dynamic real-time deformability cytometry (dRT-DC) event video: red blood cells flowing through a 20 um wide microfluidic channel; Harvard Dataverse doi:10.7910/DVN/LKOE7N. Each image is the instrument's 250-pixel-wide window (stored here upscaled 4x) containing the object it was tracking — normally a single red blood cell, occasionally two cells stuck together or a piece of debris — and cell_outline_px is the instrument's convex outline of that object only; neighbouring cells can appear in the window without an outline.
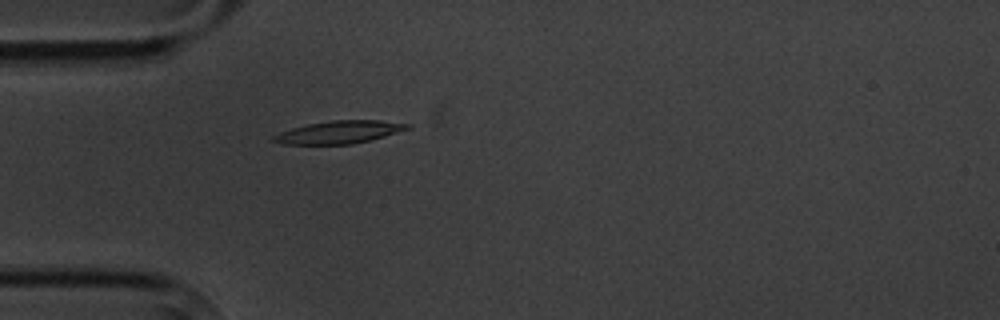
{"species": "common noctule bat (a hibernating species)", "species_latin": "Nyctalus noctula", "temperature_condition": "cold", "stored_images_in_passage": 3, "camera_frame_rate_fps": 3000, "um_per_image_px": 0.085, "animal": {"sex": "male", "body_mass_g": 20.1, "forearm_length_mm": 53.5}, "frame": {"image": 1, "passage_image": 3, "time_ms": 2.333, "image_size_px": [1000, 320], "cell_outline_px": [[412, 128], [384, 136], [352, 144], [284, 144], [272, 140], [272, 136], [280, 132], [292, 128], [308, 124], [332, 120], [380, 120], [412, 124]], "centroid_in_image_um": [28.86, 11.22], "position_along_channel_um": 56.1, "area_um2": 17.57}}